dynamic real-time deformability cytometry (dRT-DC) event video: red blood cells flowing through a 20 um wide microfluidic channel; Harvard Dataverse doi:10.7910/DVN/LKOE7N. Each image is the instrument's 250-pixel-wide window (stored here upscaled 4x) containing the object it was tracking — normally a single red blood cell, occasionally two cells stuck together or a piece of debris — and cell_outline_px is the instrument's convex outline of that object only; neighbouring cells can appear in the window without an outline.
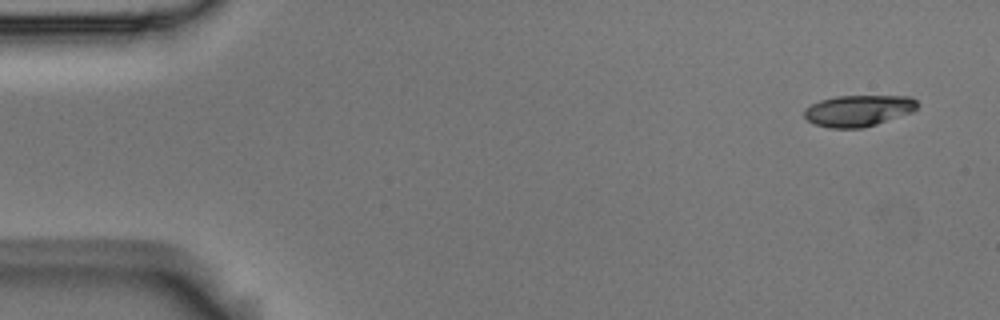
{"species": "Egyptian fruit bat (a non-hibernating species)", "species_latin": "Rousettus aegyptiacus", "temperature_condition": "room temperature", "stored_images_in_passage": 6, "camera_frame_rate_fps": 3000, "um_per_image_px": 0.085, "animal": {"sex": "male"}, "frame": {"image": 1, "passage_image": 1, "time_ms": 0.0, "image_size_px": [1000, 320], "cell_outline_px": [[920, 104], [912, 112], [876, 124], [860, 128], [828, 128], [816, 124], [808, 120], [804, 116], [804, 108], [820, 100], [836, 96], [912, 96]], "centroid_in_image_um": [72.97, 9.4], "position_along_channel_um": 12.0, "area_um2": 20.63}}
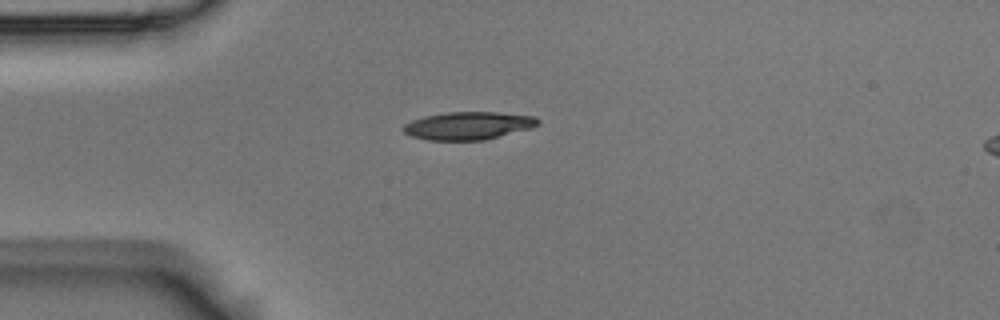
{"frame": {"image": 2, "passage_image": 4, "time_ms": 1.0, "image_size_px": [1000, 320], "cell_outline_px": [[540, 124], [532, 128], [484, 140], [428, 140], [412, 136], [404, 132], [400, 128], [404, 124], [412, 120], [424, 116], [448, 112], [496, 112], [536, 116], [540, 120]], "centroid_in_image_um": [39.82, 10.68], "position_along_channel_um": 45.2, "area_um2": 21.96}}
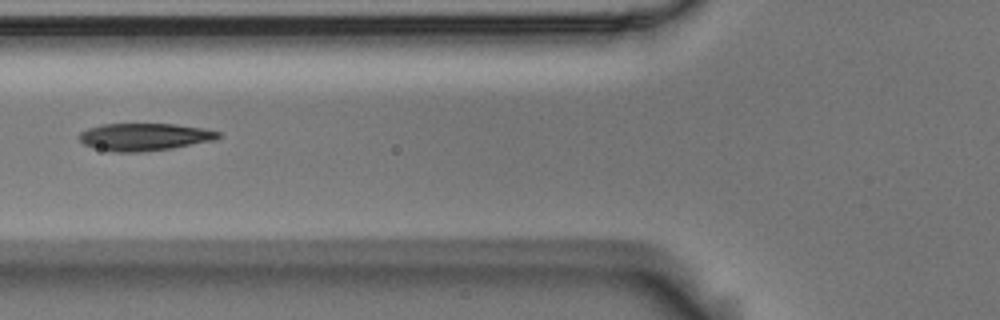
{"frame": {"image": 3, "passage_image": 6, "time_ms": 1.667, "image_size_px": [1000, 320], "cell_outline_px": [[220, 136], [216, 140], [172, 148], [140, 152], [112, 152], [92, 148], [84, 144], [80, 140], [80, 132], [88, 128], [100, 124], [172, 124], [204, 128], [220, 132]], "centroid_in_image_um": [12.26, 11.64], "position_along_channel_um": 113.5, "area_um2": 22.31}}